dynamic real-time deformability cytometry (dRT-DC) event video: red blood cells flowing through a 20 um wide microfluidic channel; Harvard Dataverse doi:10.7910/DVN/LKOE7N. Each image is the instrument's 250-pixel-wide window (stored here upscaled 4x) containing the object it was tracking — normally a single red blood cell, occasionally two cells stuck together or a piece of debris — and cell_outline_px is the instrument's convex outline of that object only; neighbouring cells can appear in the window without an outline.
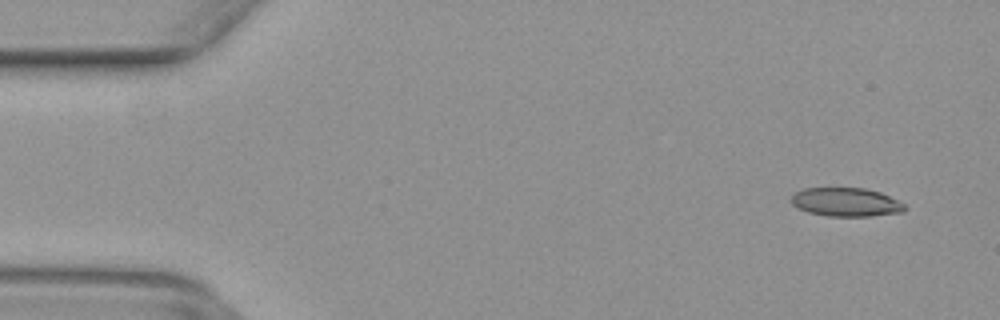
{"species": "common noctule bat (a hibernating species)", "species_latin": "Nyctalus noctula", "temperature_condition": "warm", "stored_images_in_passage": 50, "camera_frame_rate_fps": 3000, "um_per_image_px": 0.085, "animal": {"sex": "female", "body_mass_g": 29.2, "forearm_length_mm": 56.3}, "frame": {"image": 1, "passage_image": 3, "time_ms": 0.667, "image_size_px": [1000, 320], "cell_outline_px": [[908, 208], [904, 212], [872, 216], [828, 216], [808, 212], [792, 204], [792, 196], [796, 192], [804, 188], [864, 188], [880, 192], [904, 204]], "centroid_in_image_um": [71.94, 17.18], "position_along_channel_um": 13.1, "area_um2": 18.84}}
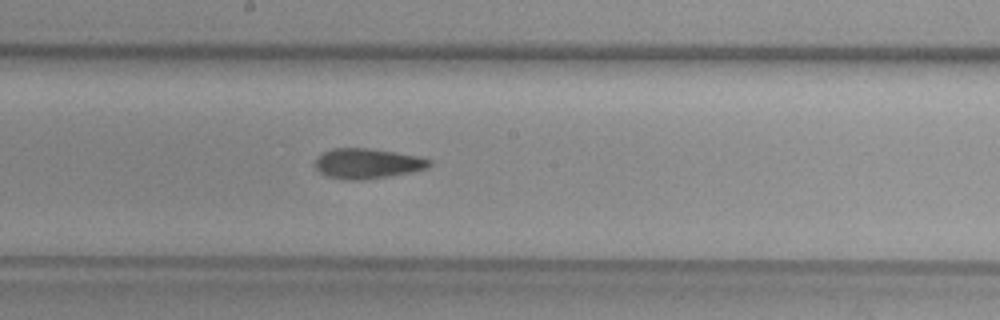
{"frame": {"image": 2, "passage_image": 26, "time_ms": 8.333, "image_size_px": [1000, 320], "cell_outline_px": [[432, 164], [428, 168], [412, 172], [364, 180], [344, 180], [324, 176], [316, 168], [316, 156], [332, 148], [368, 148], [396, 152], [420, 156], [432, 160]], "centroid_in_image_um": [31.24, 13.9], "position_along_channel_um": 217.0, "area_um2": 20.35}}
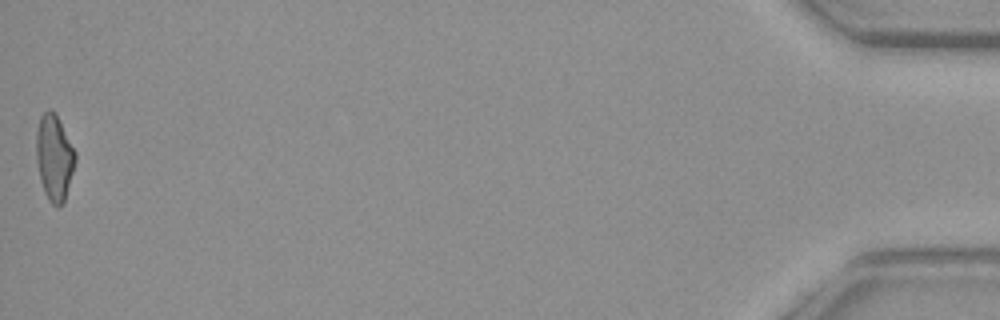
{"frame": {"image": 3, "passage_image": 49, "time_ms": 16.0, "image_size_px": [1000, 320], "cell_outline_px": [[76, 160], [64, 204], [56, 208], [48, 200], [44, 192], [40, 180], [36, 160], [36, 132], [40, 116], [48, 108], [52, 108], [76, 152]], "centroid_in_image_um": [4.6, 13.42], "position_along_channel_um": 430.6, "area_um2": 19.71}}